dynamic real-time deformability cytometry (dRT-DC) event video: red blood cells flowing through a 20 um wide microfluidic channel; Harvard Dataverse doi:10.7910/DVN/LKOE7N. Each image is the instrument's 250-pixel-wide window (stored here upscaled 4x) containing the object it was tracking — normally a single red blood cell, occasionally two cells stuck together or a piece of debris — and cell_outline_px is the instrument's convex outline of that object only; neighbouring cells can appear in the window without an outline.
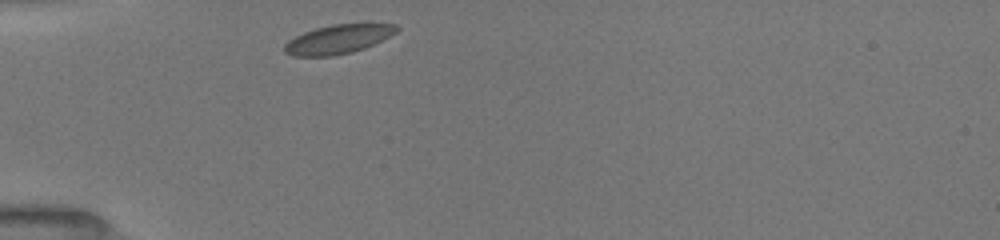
{"species": "common noctule bat (a hibernating species)", "species_latin": "Nyctalus noctula", "temperature_condition": "room temperature", "stored_images_in_passage": 28, "camera_frame_rate_fps": 3000, "um_per_image_px": 0.085, "animal": {"sex": "female", "body_mass_g": 19.5, "forearm_length_mm": 54.1}, "frame": {"image": 1, "passage_image": 1, "time_ms": 0.0, "image_size_px": [1000, 240], "cell_outline_px": [[400, 28], [396, 32], [364, 48], [352, 52], [332, 56], [292, 56], [284, 52], [284, 44], [288, 40], [304, 32], [316, 28], [332, 24], [396, 24]], "centroid_in_image_um": [28.69, 3.34], "position_along_channel_um": 56.3, "area_um2": 18.73}}
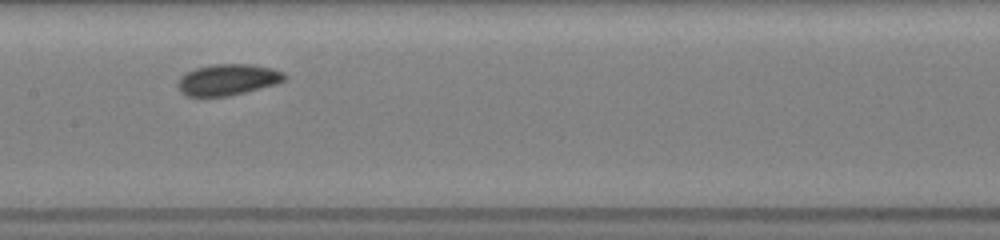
{"frame": {"image": 2, "passage_image": 14, "time_ms": 3.667, "image_size_px": [1000, 240], "cell_outline_px": [[288, 76], [284, 80], [276, 84], [228, 96], [188, 96], [180, 92], [176, 84], [180, 76], [196, 68], [212, 64], [252, 64], [272, 68], [284, 72]], "centroid_in_image_um": [19.36, 6.76], "position_along_channel_um": 188.0, "area_um2": 19.42}}
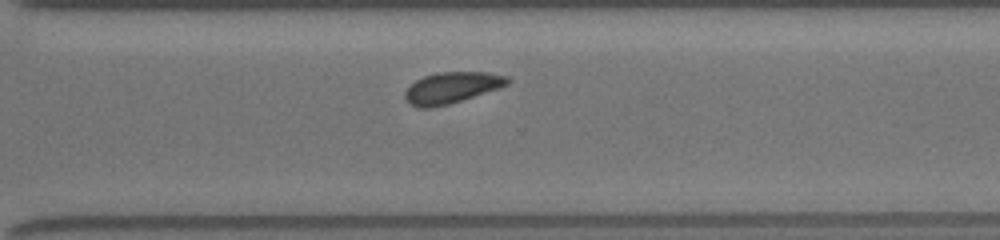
{"frame": {"image": 3, "passage_image": 28, "time_ms": 7.333, "image_size_px": [1000, 240], "cell_outline_px": [[512, 80], [508, 84], [500, 88], [448, 104], [428, 108], [416, 108], [408, 104], [404, 96], [404, 92], [416, 80], [424, 76], [436, 72], [488, 72], [508, 76]], "centroid_in_image_um": [38.4, 7.45], "position_along_channel_um": 332.2, "area_um2": 18.73}}